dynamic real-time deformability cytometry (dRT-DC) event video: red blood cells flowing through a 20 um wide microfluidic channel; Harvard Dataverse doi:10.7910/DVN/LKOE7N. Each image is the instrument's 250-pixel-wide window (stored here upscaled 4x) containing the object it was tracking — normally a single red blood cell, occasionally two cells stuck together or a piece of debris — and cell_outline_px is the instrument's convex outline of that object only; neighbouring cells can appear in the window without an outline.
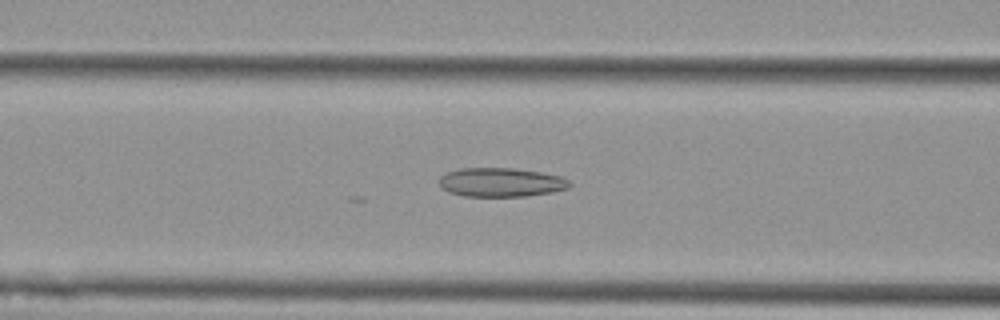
{"species": "Egyptian fruit bat (a non-hibernating species)", "species_latin": "Rousettus aegyptiacus", "temperature_condition": "cold", "stored_images_in_passage": 54, "camera_frame_rate_fps": 3000, "um_per_image_px": 0.085, "animal": {"sex": "female"}, "frame": {"image": 1, "passage_image": 22, "time_ms": 7.0, "image_size_px": [1000, 320], "cell_outline_px": [[572, 184], [568, 188], [552, 192], [528, 196], [464, 196], [448, 192], [440, 188], [440, 176], [448, 172], [460, 168], [516, 168], [540, 172], [560, 176], [568, 180]], "centroid_in_image_um": [42.58, 15.5], "position_along_channel_um": 124.0, "area_um2": 22.08}}
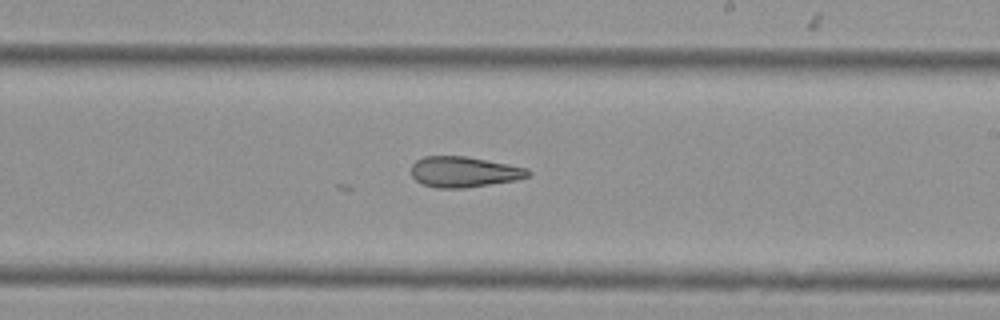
{"frame": {"image": 2, "passage_image": 32, "time_ms": 10.333, "image_size_px": [1000, 320], "cell_outline_px": [[532, 172], [528, 176], [516, 180], [464, 188], [436, 188], [424, 184], [416, 180], [412, 176], [412, 164], [416, 160], [424, 156], [468, 156], [528, 168]], "centroid_in_image_um": [39.45, 14.6], "position_along_channel_um": 249.6, "area_um2": 20.87}}
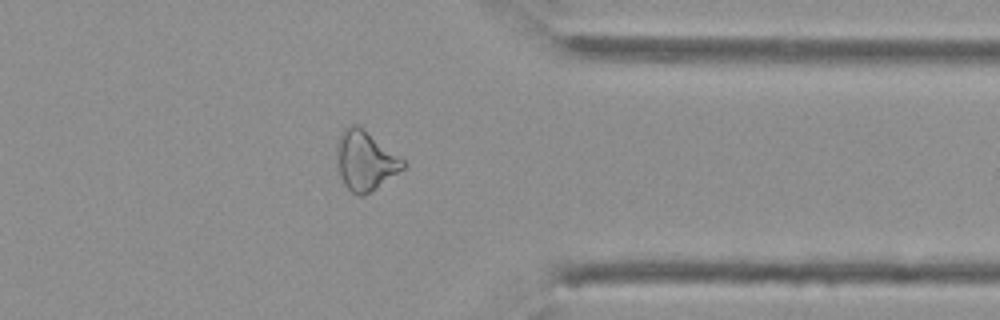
{"frame": {"image": 3, "passage_image": 43, "time_ms": 14.0, "image_size_px": [1000, 320], "cell_outline_px": [[408, 164], [404, 168], [376, 188], [364, 196], [356, 196], [344, 184], [340, 176], [336, 152], [336, 144], [344, 128], [352, 124], [356, 124], [404, 160]], "centroid_in_image_um": [31.02, 13.68], "position_along_channel_um": 380.4, "area_um2": 22.54}}